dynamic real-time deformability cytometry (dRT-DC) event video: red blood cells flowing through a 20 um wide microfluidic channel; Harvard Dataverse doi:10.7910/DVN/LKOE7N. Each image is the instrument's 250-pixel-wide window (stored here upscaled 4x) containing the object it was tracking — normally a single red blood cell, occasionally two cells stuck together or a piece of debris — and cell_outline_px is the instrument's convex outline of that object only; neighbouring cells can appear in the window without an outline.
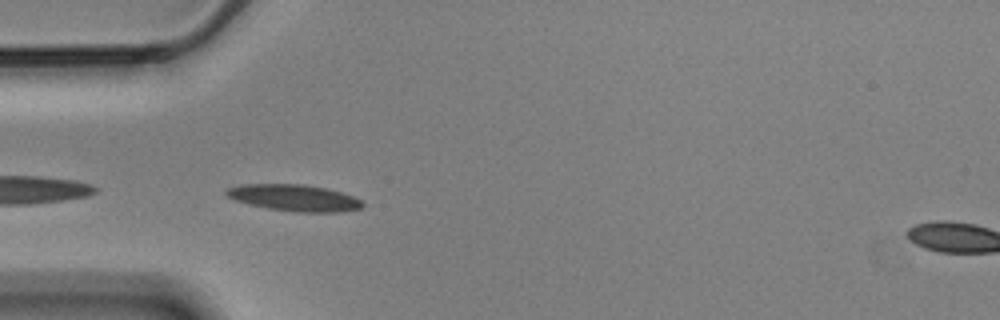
{"species": "Egyptian fruit bat (a non-hibernating species)", "species_latin": "Rousettus aegyptiacus", "temperature_condition": "cold", "stored_images_in_passage": 9, "camera_frame_rate_fps": 3000, "um_per_image_px": 0.085, "animal": {"sex": "male"}, "frame": {"image": 1, "passage_image": 2, "time_ms": 0.333, "image_size_px": [1000, 320], "cell_outline_px": [[364, 204], [360, 208], [340, 212], [296, 212], [268, 208], [248, 204], [232, 200], [224, 192], [228, 188], [244, 184], [300, 184], [324, 188], [340, 192], [352, 196], [360, 200]], "centroid_in_image_um": [24.97, 16.82], "position_along_channel_um": 60.0, "area_um2": 20.87}}
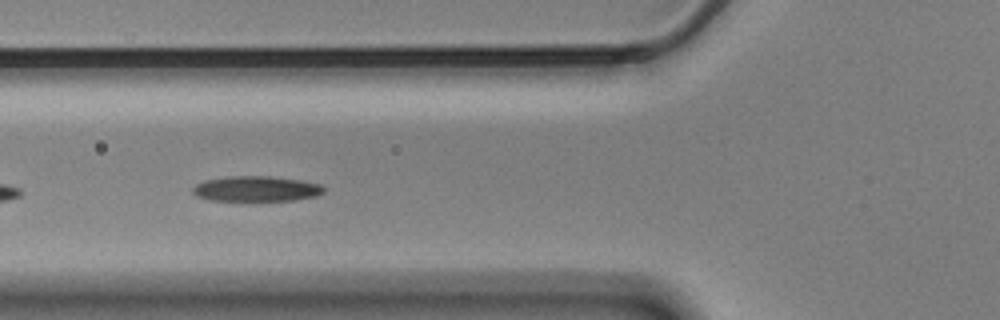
{"frame": {"image": 2, "passage_image": 6, "time_ms": 1.667, "image_size_px": [1000, 320], "cell_outline_px": [[324, 192], [316, 196], [296, 200], [208, 200], [196, 196], [192, 192], [192, 188], [196, 184], [204, 180], [228, 176], [268, 176], [300, 180], [320, 184], [324, 188]], "centroid_in_image_um": [21.76, 16.04], "position_along_channel_um": 104.0, "area_um2": 19.31}}
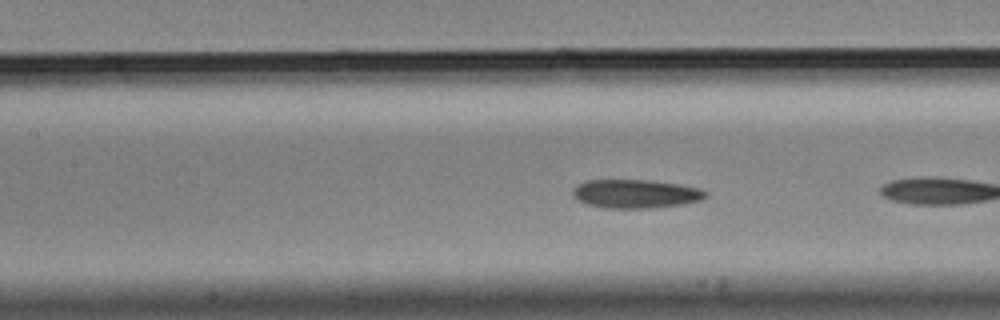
{"frame": {"image": 3, "passage_image": 8, "time_ms": 2.333, "image_size_px": [1000, 320], "cell_outline_px": [[708, 196], [700, 200], [680, 204], [652, 208], [608, 208], [588, 204], [580, 200], [572, 192], [572, 188], [588, 180], [648, 180], [680, 184], [700, 188], [708, 192]], "centroid_in_image_um": [54.08, 16.46], "position_along_channel_um": 153.3, "area_um2": 21.96}}